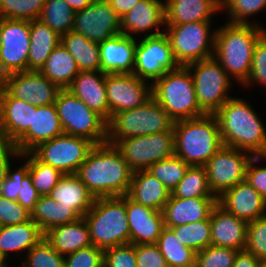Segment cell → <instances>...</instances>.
<instances>
[{
  "label": "cell",
  "instance_id": "6da1fadb",
  "mask_svg": "<svg viewBox=\"0 0 266 267\" xmlns=\"http://www.w3.org/2000/svg\"><path fill=\"white\" fill-rule=\"evenodd\" d=\"M76 175L95 198L128 194L133 171L119 150L108 142L95 144Z\"/></svg>",
  "mask_w": 266,
  "mask_h": 267
},
{
  "label": "cell",
  "instance_id": "7a4b0ae2",
  "mask_svg": "<svg viewBox=\"0 0 266 267\" xmlns=\"http://www.w3.org/2000/svg\"><path fill=\"white\" fill-rule=\"evenodd\" d=\"M214 115L224 146L266 156V130L246 100L231 97Z\"/></svg>",
  "mask_w": 266,
  "mask_h": 267
},
{
  "label": "cell",
  "instance_id": "3957f363",
  "mask_svg": "<svg viewBox=\"0 0 266 267\" xmlns=\"http://www.w3.org/2000/svg\"><path fill=\"white\" fill-rule=\"evenodd\" d=\"M266 32L259 24L227 23L215 31L214 57L230 77L241 85L246 81L252 65L253 50Z\"/></svg>",
  "mask_w": 266,
  "mask_h": 267
},
{
  "label": "cell",
  "instance_id": "277c9868",
  "mask_svg": "<svg viewBox=\"0 0 266 267\" xmlns=\"http://www.w3.org/2000/svg\"><path fill=\"white\" fill-rule=\"evenodd\" d=\"M173 132L175 156L189 166H204L223 146L219 124L214 114L175 121Z\"/></svg>",
  "mask_w": 266,
  "mask_h": 267
},
{
  "label": "cell",
  "instance_id": "5b68a950",
  "mask_svg": "<svg viewBox=\"0 0 266 267\" xmlns=\"http://www.w3.org/2000/svg\"><path fill=\"white\" fill-rule=\"evenodd\" d=\"M91 242L106 250L130 243L129 224L126 213V195L95 198L93 206L83 216Z\"/></svg>",
  "mask_w": 266,
  "mask_h": 267
},
{
  "label": "cell",
  "instance_id": "8992f818",
  "mask_svg": "<svg viewBox=\"0 0 266 267\" xmlns=\"http://www.w3.org/2000/svg\"><path fill=\"white\" fill-rule=\"evenodd\" d=\"M152 97L174 122L206 115L199 107L191 72L186 66L168 71L152 82Z\"/></svg>",
  "mask_w": 266,
  "mask_h": 267
},
{
  "label": "cell",
  "instance_id": "52a82bcc",
  "mask_svg": "<svg viewBox=\"0 0 266 267\" xmlns=\"http://www.w3.org/2000/svg\"><path fill=\"white\" fill-rule=\"evenodd\" d=\"M174 120L151 97L143 105L114 114L107 122V141L115 145L122 139L161 133L173 129Z\"/></svg>",
  "mask_w": 266,
  "mask_h": 267
},
{
  "label": "cell",
  "instance_id": "ba28073f",
  "mask_svg": "<svg viewBox=\"0 0 266 267\" xmlns=\"http://www.w3.org/2000/svg\"><path fill=\"white\" fill-rule=\"evenodd\" d=\"M64 134L89 139L94 144L107 141V122L67 89L55 101Z\"/></svg>",
  "mask_w": 266,
  "mask_h": 267
},
{
  "label": "cell",
  "instance_id": "9c48e42d",
  "mask_svg": "<svg viewBox=\"0 0 266 267\" xmlns=\"http://www.w3.org/2000/svg\"><path fill=\"white\" fill-rule=\"evenodd\" d=\"M212 21L166 25L164 32L170 42L175 60L180 66L213 57L215 31L210 33Z\"/></svg>",
  "mask_w": 266,
  "mask_h": 267
},
{
  "label": "cell",
  "instance_id": "30bf717a",
  "mask_svg": "<svg viewBox=\"0 0 266 267\" xmlns=\"http://www.w3.org/2000/svg\"><path fill=\"white\" fill-rule=\"evenodd\" d=\"M186 67L191 72L199 107L206 114H215L231 98L227 94L231 77L214 56Z\"/></svg>",
  "mask_w": 266,
  "mask_h": 267
},
{
  "label": "cell",
  "instance_id": "8fae6325",
  "mask_svg": "<svg viewBox=\"0 0 266 267\" xmlns=\"http://www.w3.org/2000/svg\"><path fill=\"white\" fill-rule=\"evenodd\" d=\"M114 146L119 150L133 172L147 170L157 161L175 155L173 129L156 134L122 139Z\"/></svg>",
  "mask_w": 266,
  "mask_h": 267
},
{
  "label": "cell",
  "instance_id": "7c38bea8",
  "mask_svg": "<svg viewBox=\"0 0 266 267\" xmlns=\"http://www.w3.org/2000/svg\"><path fill=\"white\" fill-rule=\"evenodd\" d=\"M94 145L87 138L63 133L39 144L31 153L39 161L56 168L62 174H76Z\"/></svg>",
  "mask_w": 266,
  "mask_h": 267
},
{
  "label": "cell",
  "instance_id": "4fadbf2b",
  "mask_svg": "<svg viewBox=\"0 0 266 267\" xmlns=\"http://www.w3.org/2000/svg\"><path fill=\"white\" fill-rule=\"evenodd\" d=\"M30 21L0 18V80L28 71Z\"/></svg>",
  "mask_w": 266,
  "mask_h": 267
},
{
  "label": "cell",
  "instance_id": "5bb4252c",
  "mask_svg": "<svg viewBox=\"0 0 266 267\" xmlns=\"http://www.w3.org/2000/svg\"><path fill=\"white\" fill-rule=\"evenodd\" d=\"M249 152L222 146L204 165L212 194L218 198L245 181L246 168L253 157Z\"/></svg>",
  "mask_w": 266,
  "mask_h": 267
},
{
  "label": "cell",
  "instance_id": "9a60e30c",
  "mask_svg": "<svg viewBox=\"0 0 266 267\" xmlns=\"http://www.w3.org/2000/svg\"><path fill=\"white\" fill-rule=\"evenodd\" d=\"M179 66L164 32L154 36L146 35L136 43L133 74L138 78L154 82Z\"/></svg>",
  "mask_w": 266,
  "mask_h": 267
},
{
  "label": "cell",
  "instance_id": "2e32d148",
  "mask_svg": "<svg viewBox=\"0 0 266 267\" xmlns=\"http://www.w3.org/2000/svg\"><path fill=\"white\" fill-rule=\"evenodd\" d=\"M72 31L101 43L121 33V17L107 0H92L87 7L75 12Z\"/></svg>",
  "mask_w": 266,
  "mask_h": 267
},
{
  "label": "cell",
  "instance_id": "e0dca14e",
  "mask_svg": "<svg viewBox=\"0 0 266 267\" xmlns=\"http://www.w3.org/2000/svg\"><path fill=\"white\" fill-rule=\"evenodd\" d=\"M133 73L106 74L108 121L118 113L143 105L152 97V84Z\"/></svg>",
  "mask_w": 266,
  "mask_h": 267
},
{
  "label": "cell",
  "instance_id": "ac0fdd59",
  "mask_svg": "<svg viewBox=\"0 0 266 267\" xmlns=\"http://www.w3.org/2000/svg\"><path fill=\"white\" fill-rule=\"evenodd\" d=\"M0 85L12 97L37 107L55 103L61 90L40 71H22L6 75L0 80Z\"/></svg>",
  "mask_w": 266,
  "mask_h": 267
},
{
  "label": "cell",
  "instance_id": "d6986e66",
  "mask_svg": "<svg viewBox=\"0 0 266 267\" xmlns=\"http://www.w3.org/2000/svg\"><path fill=\"white\" fill-rule=\"evenodd\" d=\"M37 106L12 97L0 85V139L15 143L32 125Z\"/></svg>",
  "mask_w": 266,
  "mask_h": 267
},
{
  "label": "cell",
  "instance_id": "ffe728a7",
  "mask_svg": "<svg viewBox=\"0 0 266 267\" xmlns=\"http://www.w3.org/2000/svg\"><path fill=\"white\" fill-rule=\"evenodd\" d=\"M217 203L247 223L266 215V200L246 180L225 191Z\"/></svg>",
  "mask_w": 266,
  "mask_h": 267
},
{
  "label": "cell",
  "instance_id": "44dd1931",
  "mask_svg": "<svg viewBox=\"0 0 266 267\" xmlns=\"http://www.w3.org/2000/svg\"><path fill=\"white\" fill-rule=\"evenodd\" d=\"M126 213L130 243L134 245L156 244L164 228L162 212L138 204L126 195Z\"/></svg>",
  "mask_w": 266,
  "mask_h": 267
},
{
  "label": "cell",
  "instance_id": "7402d4cb",
  "mask_svg": "<svg viewBox=\"0 0 266 267\" xmlns=\"http://www.w3.org/2000/svg\"><path fill=\"white\" fill-rule=\"evenodd\" d=\"M64 133L55 103L37 107L32 125L14 143L20 154L31 152L39 144Z\"/></svg>",
  "mask_w": 266,
  "mask_h": 267
},
{
  "label": "cell",
  "instance_id": "603a6c76",
  "mask_svg": "<svg viewBox=\"0 0 266 267\" xmlns=\"http://www.w3.org/2000/svg\"><path fill=\"white\" fill-rule=\"evenodd\" d=\"M136 40L120 33L99 43L100 71L105 74L133 73Z\"/></svg>",
  "mask_w": 266,
  "mask_h": 267
},
{
  "label": "cell",
  "instance_id": "cb8c5ba5",
  "mask_svg": "<svg viewBox=\"0 0 266 267\" xmlns=\"http://www.w3.org/2000/svg\"><path fill=\"white\" fill-rule=\"evenodd\" d=\"M211 245L245 250L248 223L226 211L218 203L210 214Z\"/></svg>",
  "mask_w": 266,
  "mask_h": 267
},
{
  "label": "cell",
  "instance_id": "d4e9b609",
  "mask_svg": "<svg viewBox=\"0 0 266 267\" xmlns=\"http://www.w3.org/2000/svg\"><path fill=\"white\" fill-rule=\"evenodd\" d=\"M216 204V197L184 199L170 194L169 200L162 210L164 227L170 228L207 219Z\"/></svg>",
  "mask_w": 266,
  "mask_h": 267
},
{
  "label": "cell",
  "instance_id": "484cf974",
  "mask_svg": "<svg viewBox=\"0 0 266 267\" xmlns=\"http://www.w3.org/2000/svg\"><path fill=\"white\" fill-rule=\"evenodd\" d=\"M105 81L106 74L101 71H80L67 90L108 122Z\"/></svg>",
  "mask_w": 266,
  "mask_h": 267
},
{
  "label": "cell",
  "instance_id": "4316f807",
  "mask_svg": "<svg viewBox=\"0 0 266 267\" xmlns=\"http://www.w3.org/2000/svg\"><path fill=\"white\" fill-rule=\"evenodd\" d=\"M160 25H165L164 3L161 0H140L133 8L121 17V33L133 37V33H141L155 27L154 33L161 34Z\"/></svg>",
  "mask_w": 266,
  "mask_h": 267
},
{
  "label": "cell",
  "instance_id": "83f0119b",
  "mask_svg": "<svg viewBox=\"0 0 266 267\" xmlns=\"http://www.w3.org/2000/svg\"><path fill=\"white\" fill-rule=\"evenodd\" d=\"M48 195L61 205L70 207L80 218L95 201V197L76 174H63Z\"/></svg>",
  "mask_w": 266,
  "mask_h": 267
},
{
  "label": "cell",
  "instance_id": "f1b7e54d",
  "mask_svg": "<svg viewBox=\"0 0 266 267\" xmlns=\"http://www.w3.org/2000/svg\"><path fill=\"white\" fill-rule=\"evenodd\" d=\"M171 192L147 170L135 171L127 196L134 202L162 212Z\"/></svg>",
  "mask_w": 266,
  "mask_h": 267
},
{
  "label": "cell",
  "instance_id": "f546056e",
  "mask_svg": "<svg viewBox=\"0 0 266 267\" xmlns=\"http://www.w3.org/2000/svg\"><path fill=\"white\" fill-rule=\"evenodd\" d=\"M44 238L62 256L93 245L88 225L83 217L73 223L53 227L44 234Z\"/></svg>",
  "mask_w": 266,
  "mask_h": 267
},
{
  "label": "cell",
  "instance_id": "4dcf8cb0",
  "mask_svg": "<svg viewBox=\"0 0 266 267\" xmlns=\"http://www.w3.org/2000/svg\"><path fill=\"white\" fill-rule=\"evenodd\" d=\"M221 11L210 0H167L164 3L165 24L211 21V15Z\"/></svg>",
  "mask_w": 266,
  "mask_h": 267
},
{
  "label": "cell",
  "instance_id": "1f68e13d",
  "mask_svg": "<svg viewBox=\"0 0 266 267\" xmlns=\"http://www.w3.org/2000/svg\"><path fill=\"white\" fill-rule=\"evenodd\" d=\"M28 71H40L51 52L61 43V36L39 19L30 21Z\"/></svg>",
  "mask_w": 266,
  "mask_h": 267
},
{
  "label": "cell",
  "instance_id": "d6a6232c",
  "mask_svg": "<svg viewBox=\"0 0 266 267\" xmlns=\"http://www.w3.org/2000/svg\"><path fill=\"white\" fill-rule=\"evenodd\" d=\"M44 234L39 226L31 219L22 224L0 227V255L5 259L11 251H29ZM9 251V252H8Z\"/></svg>",
  "mask_w": 266,
  "mask_h": 267
},
{
  "label": "cell",
  "instance_id": "836d02e7",
  "mask_svg": "<svg viewBox=\"0 0 266 267\" xmlns=\"http://www.w3.org/2000/svg\"><path fill=\"white\" fill-rule=\"evenodd\" d=\"M79 218L70 207L61 205L49 195H41L31 211V219L39 226L43 234L53 227L73 223Z\"/></svg>",
  "mask_w": 266,
  "mask_h": 267
},
{
  "label": "cell",
  "instance_id": "e575fe53",
  "mask_svg": "<svg viewBox=\"0 0 266 267\" xmlns=\"http://www.w3.org/2000/svg\"><path fill=\"white\" fill-rule=\"evenodd\" d=\"M40 72L60 89H67L80 70L75 59L60 43L51 52Z\"/></svg>",
  "mask_w": 266,
  "mask_h": 267
},
{
  "label": "cell",
  "instance_id": "d590c367",
  "mask_svg": "<svg viewBox=\"0 0 266 267\" xmlns=\"http://www.w3.org/2000/svg\"><path fill=\"white\" fill-rule=\"evenodd\" d=\"M61 44L75 59L80 71H100L99 43L69 31L61 36Z\"/></svg>",
  "mask_w": 266,
  "mask_h": 267
},
{
  "label": "cell",
  "instance_id": "8d00e7d4",
  "mask_svg": "<svg viewBox=\"0 0 266 267\" xmlns=\"http://www.w3.org/2000/svg\"><path fill=\"white\" fill-rule=\"evenodd\" d=\"M156 245L169 267H195L196 252L183 245L170 228L162 229Z\"/></svg>",
  "mask_w": 266,
  "mask_h": 267
},
{
  "label": "cell",
  "instance_id": "74e56055",
  "mask_svg": "<svg viewBox=\"0 0 266 267\" xmlns=\"http://www.w3.org/2000/svg\"><path fill=\"white\" fill-rule=\"evenodd\" d=\"M75 12L65 0H46L39 20L62 36L72 31Z\"/></svg>",
  "mask_w": 266,
  "mask_h": 267
},
{
  "label": "cell",
  "instance_id": "f35d334b",
  "mask_svg": "<svg viewBox=\"0 0 266 267\" xmlns=\"http://www.w3.org/2000/svg\"><path fill=\"white\" fill-rule=\"evenodd\" d=\"M174 197H215L208 184V177L204 166H189L183 179L171 192Z\"/></svg>",
  "mask_w": 266,
  "mask_h": 267
},
{
  "label": "cell",
  "instance_id": "ab89813d",
  "mask_svg": "<svg viewBox=\"0 0 266 267\" xmlns=\"http://www.w3.org/2000/svg\"><path fill=\"white\" fill-rule=\"evenodd\" d=\"M183 245L196 253L211 245L210 216L202 221L170 227Z\"/></svg>",
  "mask_w": 266,
  "mask_h": 267
},
{
  "label": "cell",
  "instance_id": "60d3db41",
  "mask_svg": "<svg viewBox=\"0 0 266 267\" xmlns=\"http://www.w3.org/2000/svg\"><path fill=\"white\" fill-rule=\"evenodd\" d=\"M189 165L177 156L157 161L147 171L155 176L165 187L172 192L183 179Z\"/></svg>",
  "mask_w": 266,
  "mask_h": 267
},
{
  "label": "cell",
  "instance_id": "b9f144b4",
  "mask_svg": "<svg viewBox=\"0 0 266 267\" xmlns=\"http://www.w3.org/2000/svg\"><path fill=\"white\" fill-rule=\"evenodd\" d=\"M46 0H0V18L33 21L39 19Z\"/></svg>",
  "mask_w": 266,
  "mask_h": 267
},
{
  "label": "cell",
  "instance_id": "7bdbcfd3",
  "mask_svg": "<svg viewBox=\"0 0 266 267\" xmlns=\"http://www.w3.org/2000/svg\"><path fill=\"white\" fill-rule=\"evenodd\" d=\"M29 174L40 195H48L63 176L59 170L42 163L31 152H29Z\"/></svg>",
  "mask_w": 266,
  "mask_h": 267
},
{
  "label": "cell",
  "instance_id": "ee69618b",
  "mask_svg": "<svg viewBox=\"0 0 266 267\" xmlns=\"http://www.w3.org/2000/svg\"><path fill=\"white\" fill-rule=\"evenodd\" d=\"M26 253V261L24 260L20 267H65L64 256L55 250L45 238H42Z\"/></svg>",
  "mask_w": 266,
  "mask_h": 267
},
{
  "label": "cell",
  "instance_id": "f6af8a7d",
  "mask_svg": "<svg viewBox=\"0 0 266 267\" xmlns=\"http://www.w3.org/2000/svg\"><path fill=\"white\" fill-rule=\"evenodd\" d=\"M238 250L209 245L196 253L195 267H232Z\"/></svg>",
  "mask_w": 266,
  "mask_h": 267
},
{
  "label": "cell",
  "instance_id": "bcb514c9",
  "mask_svg": "<svg viewBox=\"0 0 266 267\" xmlns=\"http://www.w3.org/2000/svg\"><path fill=\"white\" fill-rule=\"evenodd\" d=\"M245 250L260 261L266 260V215L248 222Z\"/></svg>",
  "mask_w": 266,
  "mask_h": 267
},
{
  "label": "cell",
  "instance_id": "7dc6e473",
  "mask_svg": "<svg viewBox=\"0 0 266 267\" xmlns=\"http://www.w3.org/2000/svg\"><path fill=\"white\" fill-rule=\"evenodd\" d=\"M229 23L249 24L248 17L266 9V0H228L225 6Z\"/></svg>",
  "mask_w": 266,
  "mask_h": 267
},
{
  "label": "cell",
  "instance_id": "c3c4849f",
  "mask_svg": "<svg viewBox=\"0 0 266 267\" xmlns=\"http://www.w3.org/2000/svg\"><path fill=\"white\" fill-rule=\"evenodd\" d=\"M65 267H104V250L91 245L64 256Z\"/></svg>",
  "mask_w": 266,
  "mask_h": 267
},
{
  "label": "cell",
  "instance_id": "681fc988",
  "mask_svg": "<svg viewBox=\"0 0 266 267\" xmlns=\"http://www.w3.org/2000/svg\"><path fill=\"white\" fill-rule=\"evenodd\" d=\"M255 81L266 86V32L259 38L254 47L251 70L243 84L249 86Z\"/></svg>",
  "mask_w": 266,
  "mask_h": 267
},
{
  "label": "cell",
  "instance_id": "f907efd6",
  "mask_svg": "<svg viewBox=\"0 0 266 267\" xmlns=\"http://www.w3.org/2000/svg\"><path fill=\"white\" fill-rule=\"evenodd\" d=\"M31 220V212L18 203L0 195V226L22 224Z\"/></svg>",
  "mask_w": 266,
  "mask_h": 267
},
{
  "label": "cell",
  "instance_id": "816d5d0a",
  "mask_svg": "<svg viewBox=\"0 0 266 267\" xmlns=\"http://www.w3.org/2000/svg\"><path fill=\"white\" fill-rule=\"evenodd\" d=\"M104 267H137L135 245L128 243L104 250Z\"/></svg>",
  "mask_w": 266,
  "mask_h": 267
},
{
  "label": "cell",
  "instance_id": "f5cc1de1",
  "mask_svg": "<svg viewBox=\"0 0 266 267\" xmlns=\"http://www.w3.org/2000/svg\"><path fill=\"white\" fill-rule=\"evenodd\" d=\"M20 157H26L28 160L15 171L11 170L10 164L7 170V176L0 190L1 196L12 201H17L18 192L22 187V180L29 173V152L21 154Z\"/></svg>",
  "mask_w": 266,
  "mask_h": 267
},
{
  "label": "cell",
  "instance_id": "db71d44e",
  "mask_svg": "<svg viewBox=\"0 0 266 267\" xmlns=\"http://www.w3.org/2000/svg\"><path fill=\"white\" fill-rule=\"evenodd\" d=\"M137 267H169L156 244L135 245Z\"/></svg>",
  "mask_w": 266,
  "mask_h": 267
},
{
  "label": "cell",
  "instance_id": "11a10c76",
  "mask_svg": "<svg viewBox=\"0 0 266 267\" xmlns=\"http://www.w3.org/2000/svg\"><path fill=\"white\" fill-rule=\"evenodd\" d=\"M261 158L266 156H253L247 165L245 180L253 186L260 195L266 200V166H255L256 161H260Z\"/></svg>",
  "mask_w": 266,
  "mask_h": 267
},
{
  "label": "cell",
  "instance_id": "9f6ffc18",
  "mask_svg": "<svg viewBox=\"0 0 266 267\" xmlns=\"http://www.w3.org/2000/svg\"><path fill=\"white\" fill-rule=\"evenodd\" d=\"M21 185L22 187L18 192L17 201L20 205L31 212L41 195L34 187L32 178L29 173L23 178Z\"/></svg>",
  "mask_w": 266,
  "mask_h": 267
},
{
  "label": "cell",
  "instance_id": "6f0895ef",
  "mask_svg": "<svg viewBox=\"0 0 266 267\" xmlns=\"http://www.w3.org/2000/svg\"><path fill=\"white\" fill-rule=\"evenodd\" d=\"M17 147L14 143L0 139V190L7 176V170L10 166V157H20Z\"/></svg>",
  "mask_w": 266,
  "mask_h": 267
},
{
  "label": "cell",
  "instance_id": "680465c9",
  "mask_svg": "<svg viewBox=\"0 0 266 267\" xmlns=\"http://www.w3.org/2000/svg\"><path fill=\"white\" fill-rule=\"evenodd\" d=\"M260 260L252 253L242 250L236 254L232 267H259Z\"/></svg>",
  "mask_w": 266,
  "mask_h": 267
},
{
  "label": "cell",
  "instance_id": "91938a15",
  "mask_svg": "<svg viewBox=\"0 0 266 267\" xmlns=\"http://www.w3.org/2000/svg\"><path fill=\"white\" fill-rule=\"evenodd\" d=\"M114 11L122 17L129 12L140 0H107Z\"/></svg>",
  "mask_w": 266,
  "mask_h": 267
},
{
  "label": "cell",
  "instance_id": "94428289",
  "mask_svg": "<svg viewBox=\"0 0 266 267\" xmlns=\"http://www.w3.org/2000/svg\"><path fill=\"white\" fill-rule=\"evenodd\" d=\"M74 12L80 11L87 7L92 0H65Z\"/></svg>",
  "mask_w": 266,
  "mask_h": 267
},
{
  "label": "cell",
  "instance_id": "6125c7cd",
  "mask_svg": "<svg viewBox=\"0 0 266 267\" xmlns=\"http://www.w3.org/2000/svg\"><path fill=\"white\" fill-rule=\"evenodd\" d=\"M213 2L221 11L225 9L228 0H210Z\"/></svg>",
  "mask_w": 266,
  "mask_h": 267
},
{
  "label": "cell",
  "instance_id": "be15d7a7",
  "mask_svg": "<svg viewBox=\"0 0 266 267\" xmlns=\"http://www.w3.org/2000/svg\"><path fill=\"white\" fill-rule=\"evenodd\" d=\"M6 263L5 259L0 255V266Z\"/></svg>",
  "mask_w": 266,
  "mask_h": 267
},
{
  "label": "cell",
  "instance_id": "e7e4bbea",
  "mask_svg": "<svg viewBox=\"0 0 266 267\" xmlns=\"http://www.w3.org/2000/svg\"><path fill=\"white\" fill-rule=\"evenodd\" d=\"M259 267H266V260L261 261Z\"/></svg>",
  "mask_w": 266,
  "mask_h": 267
},
{
  "label": "cell",
  "instance_id": "03108f58",
  "mask_svg": "<svg viewBox=\"0 0 266 267\" xmlns=\"http://www.w3.org/2000/svg\"><path fill=\"white\" fill-rule=\"evenodd\" d=\"M7 263H5L4 265H2V266H0V267H7V265H6Z\"/></svg>",
  "mask_w": 266,
  "mask_h": 267
}]
</instances>
